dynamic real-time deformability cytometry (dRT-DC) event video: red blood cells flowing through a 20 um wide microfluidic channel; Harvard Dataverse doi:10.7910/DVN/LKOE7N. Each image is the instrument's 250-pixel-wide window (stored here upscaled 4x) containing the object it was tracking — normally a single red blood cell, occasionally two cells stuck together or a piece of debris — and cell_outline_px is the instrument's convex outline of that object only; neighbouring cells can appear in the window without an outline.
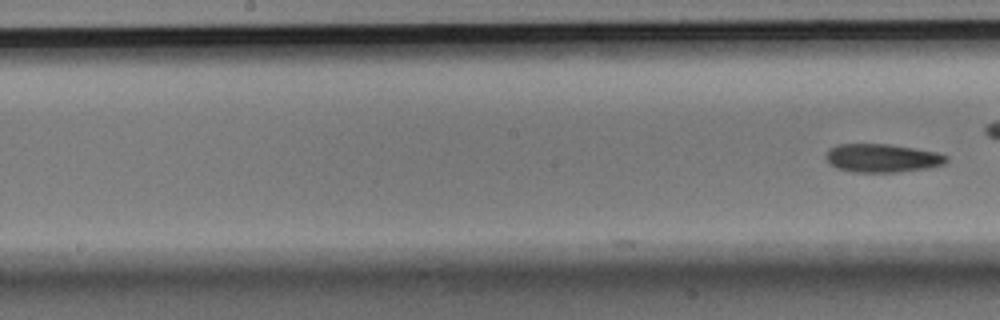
{"species": "Egyptian fruit bat (a non-hibernating species)", "species_latin": "Rousettus aegyptiacus", "temperature_condition": "room temperature", "stored_images_in_passage": 10, "camera_frame_rate_fps": 3000, "um_per_image_px": 0.085, "animal": {"sex": "male"}, "frame": {"image": 1, "passage_image": 10, "time_ms": 3.0, "image_size_px": [1000, 320], "cell_outline_px": [[948, 160], [944, 164], [928, 168], [896, 172], [852, 172], [836, 168], [828, 164], [824, 156], [828, 148], [840, 144], [888, 144], [936, 152], [948, 156]], "centroid_in_image_um": [74.93, 13.44], "position_along_channel_um": 173.3, "area_um2": 20.06}}